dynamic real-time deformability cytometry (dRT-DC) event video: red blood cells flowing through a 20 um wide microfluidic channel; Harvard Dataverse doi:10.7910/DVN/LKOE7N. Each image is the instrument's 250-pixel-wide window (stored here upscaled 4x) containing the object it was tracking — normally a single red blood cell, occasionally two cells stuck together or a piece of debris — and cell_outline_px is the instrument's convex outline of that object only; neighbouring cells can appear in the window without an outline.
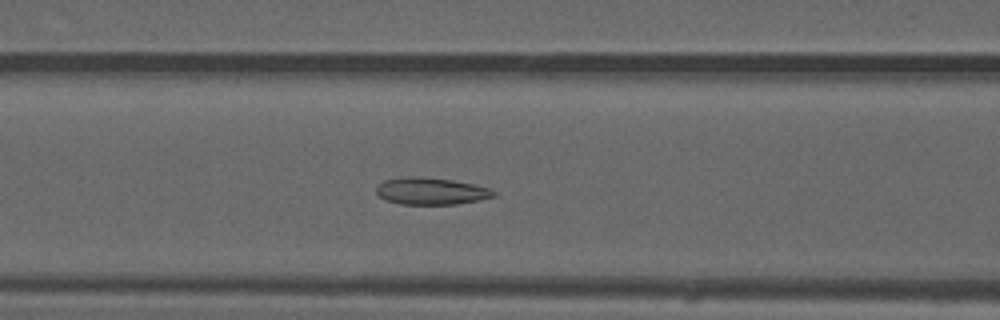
{"species": "common noctule bat (a hibernating species)", "species_latin": "Nyctalus noctula", "temperature_condition": "warm", "stored_images_in_passage": 49, "camera_frame_rate_fps": 3000, "um_per_image_px": 0.085, "animal": {"sex": "male", "forearm_length_mm": 52.5}, "frame": {"image": 1, "passage_image": 19, "time_ms": 6.0, "image_size_px": [1000, 320], "cell_outline_px": [[496, 196], [480, 200], [456, 204], [400, 204], [384, 200], [376, 192], [376, 188], [384, 180], [404, 176], [420, 176], [452, 180], [472, 184], [488, 188], [496, 192]], "centroid_in_image_um": [36.62, 16.24], "position_along_channel_um": 130.0, "area_um2": 18.5}}
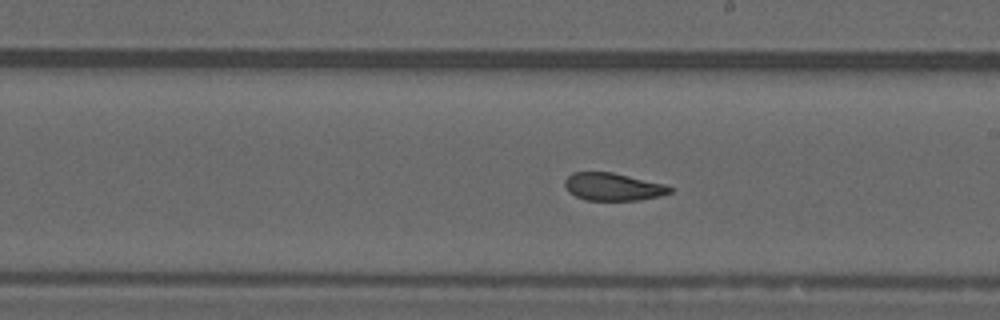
{"frame": {"image": 2, "passage_image": 27, "time_ms": 8.667, "image_size_px": [1000, 320], "cell_outline_px": [[672, 192], [660, 196], [640, 200], [584, 200], [568, 192], [564, 184], [564, 180], [572, 172], [612, 172], [664, 184], [672, 188]], "centroid_in_image_um": [52.08, 15.88], "position_along_channel_um": 236.9, "area_um2": 16.94}}
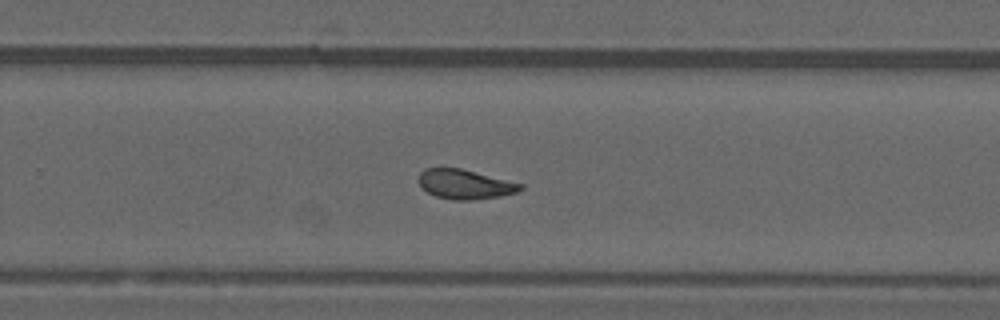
{"frame": {"image": 3, "passage_image": 31, "time_ms": 10.0, "image_size_px": [1000, 320], "cell_outline_px": [[524, 188], [516, 192], [500, 196], [472, 200], [452, 200], [436, 196], [428, 192], [420, 184], [420, 172], [424, 168], [460, 168], [524, 184]], "centroid_in_image_um": [39.55, 15.66], "position_along_channel_um": 290.3, "area_um2": 17.34}, "authors_computed_cell_mechanics": {"area_um2": 18.0914, "velocity_mm_per_s": 4.0193, "shape_relaxation_time_tau1_ms": null, "shape_relaxation_time_tau2_ms": 1.5024, "deformation_change_tau1": null, "deformation_change_tau2": 0.0867}}